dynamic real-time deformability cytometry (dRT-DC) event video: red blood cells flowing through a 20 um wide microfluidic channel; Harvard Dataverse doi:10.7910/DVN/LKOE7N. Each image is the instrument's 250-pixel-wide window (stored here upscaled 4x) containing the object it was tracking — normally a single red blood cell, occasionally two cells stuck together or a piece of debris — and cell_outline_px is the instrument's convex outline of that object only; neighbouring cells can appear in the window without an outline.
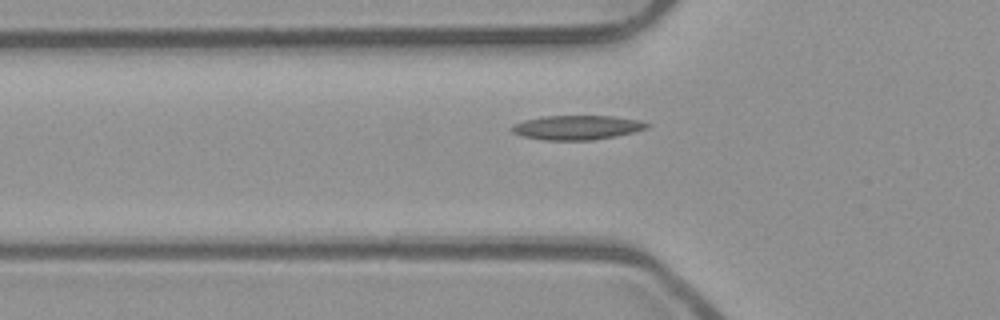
{"species": "common noctule bat (a hibernating species)", "species_latin": "Nyctalus noctula", "temperature_condition": "room temperature", "stored_images_in_passage": 35, "camera_frame_rate_fps": 3000, "um_per_image_px": 0.085, "animal": {"sex": "male", "body_mass_g": 23.1, "forearm_length_mm": 52.7}, "frame": {"image": 1, "passage_image": 6, "time_ms": 1.667, "image_size_px": [1000, 320], "cell_outline_px": [[652, 124], [648, 128], [616, 136], [592, 140], [544, 140], [524, 136], [512, 132], [508, 128], [512, 124], [524, 120], [544, 116], [612, 116], [640, 120]], "centroid_in_image_um": [49.03, 10.83], "position_along_channel_um": 76.8, "area_um2": 19.25}}
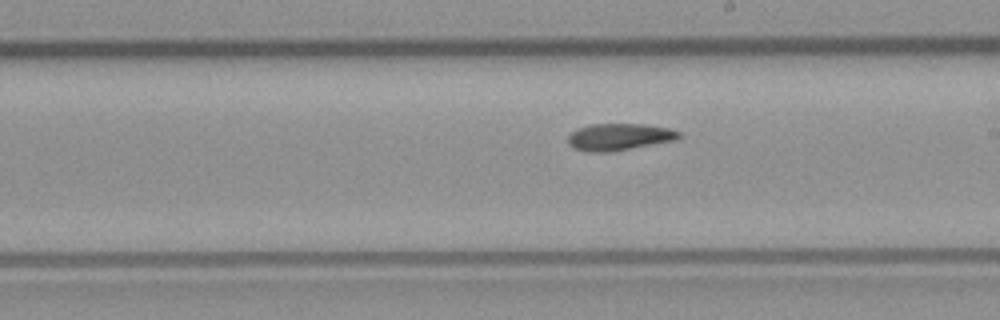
{"frame": {"image": 2, "passage_image": 18, "time_ms": 5.667, "image_size_px": [1000, 320], "cell_outline_px": [[680, 136], [676, 140], [608, 152], [588, 152], [572, 148], [568, 144], [568, 136], [576, 128], [588, 124], [644, 124], [668, 128], [680, 132]], "centroid_in_image_um": [52.58, 11.63], "position_along_channel_um": 236.4, "area_um2": 17.4}}
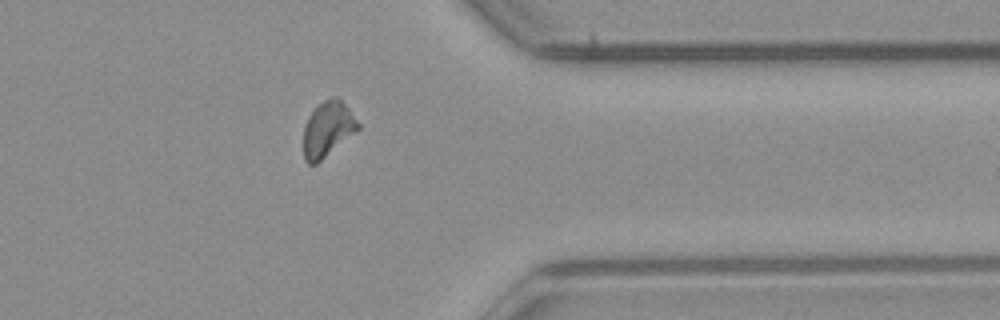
{"frame": {"image": 3, "passage_image": 30, "time_ms": 9.667, "image_size_px": [1000, 320], "cell_outline_px": [[360, 128], [316, 164], [308, 164], [304, 160], [304, 124], [308, 116], [324, 100], [332, 96], [336, 96], [348, 108], [360, 124]], "centroid_in_image_um": [27.84, 10.98], "position_along_channel_um": 383.6, "area_um2": 17.28}}